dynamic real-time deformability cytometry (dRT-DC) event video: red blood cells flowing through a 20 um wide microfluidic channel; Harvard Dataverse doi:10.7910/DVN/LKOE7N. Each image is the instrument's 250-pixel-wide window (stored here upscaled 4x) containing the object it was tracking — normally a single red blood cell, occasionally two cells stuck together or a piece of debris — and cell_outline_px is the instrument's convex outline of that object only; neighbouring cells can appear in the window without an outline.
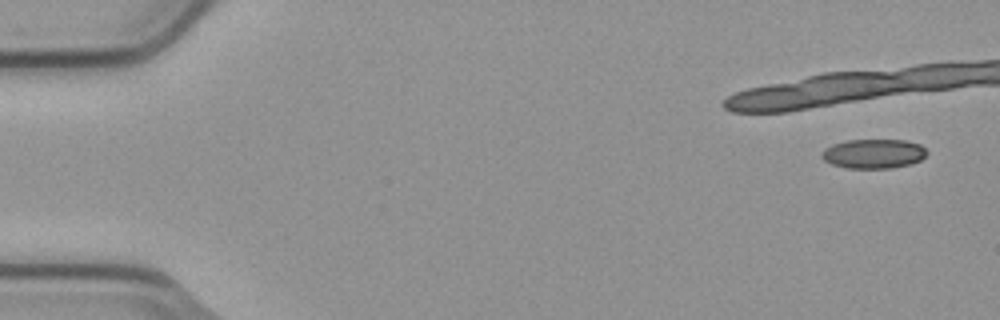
{"species": "common noctule bat (a hibernating species)", "species_latin": "Nyctalus noctula", "temperature_condition": "cold", "stored_images_in_passage": 4, "camera_frame_rate_fps": 3000, "um_per_image_px": 0.085, "animal": {"sex": "male", "body_mass_g": 23.1, "forearm_length_mm": 52.7}, "frame": {"image": 1, "passage_image": 1, "time_ms": 0.0, "image_size_px": [1000, 320], "cell_outline_px": [[928, 152], [920, 160], [912, 164], [892, 168], [844, 168], [832, 164], [824, 160], [820, 156], [824, 148], [832, 144], [848, 140], [904, 140], [920, 144]], "centroid_in_image_um": [74.24, 13.07], "position_along_channel_um": 10.8, "area_um2": 18.09}}